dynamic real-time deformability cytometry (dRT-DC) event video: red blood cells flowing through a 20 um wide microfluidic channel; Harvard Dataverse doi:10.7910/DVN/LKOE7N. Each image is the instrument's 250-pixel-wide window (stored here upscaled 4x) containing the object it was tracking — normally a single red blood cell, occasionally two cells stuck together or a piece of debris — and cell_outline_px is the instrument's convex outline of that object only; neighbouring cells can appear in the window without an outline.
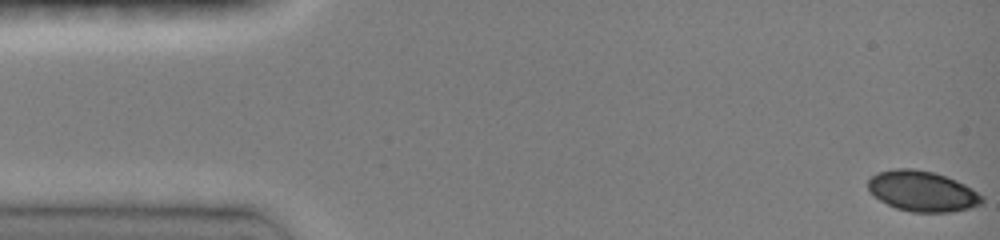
{"species": "common noctule bat (a hibernating species)", "species_latin": "Nyctalus noctula", "temperature_condition": "room temperature", "stored_images_in_passage": 5, "camera_frame_rate_fps": 3000, "um_per_image_px": 0.085, "animal": {"sex": "female", "body_mass_g": 19.0, "forearm_length_mm": 51.5}, "frame": {"image": 1, "passage_image": 1, "time_ms": 0.0, "image_size_px": [1000, 240], "cell_outline_px": [[984, 204], [968, 208], [948, 212], [912, 212], [896, 208], [880, 200], [868, 188], [868, 180], [876, 172], [896, 168], [912, 168], [932, 172], [956, 180], [972, 188], [984, 196]], "centroid_in_image_um": [78.42, 16.25], "position_along_channel_um": 6.6, "area_um2": 26.82}}
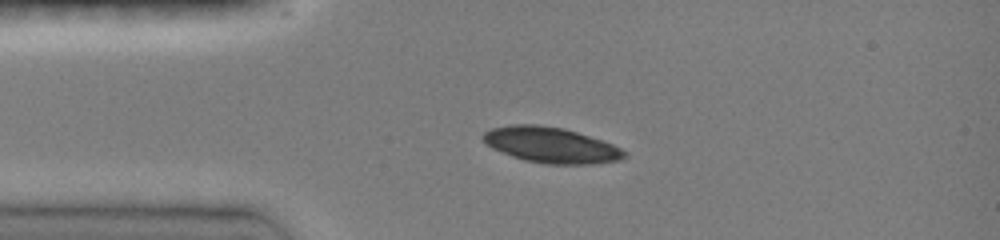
{"frame": {"image": 2, "passage_image": 4, "time_ms": 3.333, "image_size_px": [1000, 240], "cell_outline_px": [[628, 156], [620, 160], [592, 164], [544, 164], [524, 160], [512, 156], [492, 148], [484, 144], [480, 136], [484, 132], [492, 128], [508, 124], [536, 124], [564, 128], [612, 144], [628, 152]], "centroid_in_image_um": [46.8, 12.33], "position_along_channel_um": 38.2, "area_um2": 29.54}}